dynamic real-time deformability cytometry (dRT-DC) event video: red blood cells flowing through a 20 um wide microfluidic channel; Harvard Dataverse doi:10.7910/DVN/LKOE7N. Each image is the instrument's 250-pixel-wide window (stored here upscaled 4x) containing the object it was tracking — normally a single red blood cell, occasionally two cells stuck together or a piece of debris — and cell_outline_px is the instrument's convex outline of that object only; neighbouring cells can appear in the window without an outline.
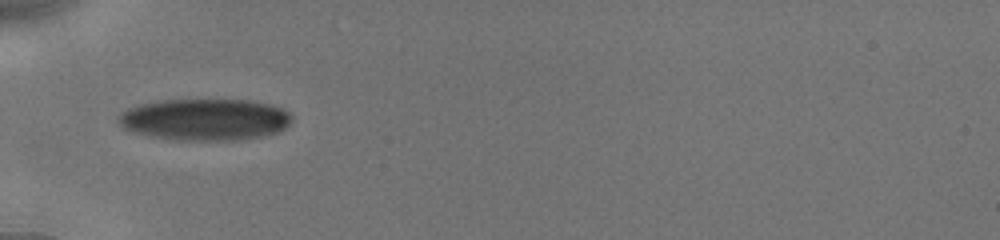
{"species": "human", "species_latin": "Homo sapiens", "temperature_condition": "cold", "stored_images_in_passage": 49, "camera_frame_rate_fps": 3000, "um_per_image_px": 0.085, "donor": {"sex": "male"}, "frame": {"image": 1, "passage_image": 1, "time_ms": 0.0, "image_size_px": [1000, 240], "cell_outline_px": [[292, 120], [280, 132], [264, 136], [244, 140], [176, 140], [152, 136], [136, 132], [124, 128], [116, 120], [128, 108], [140, 104], [160, 100], [252, 100], [272, 104], [288, 112], [292, 116]], "centroid_in_image_um": [17.47, 10.16], "position_along_channel_um": 67.5, "area_um2": 42.19}}
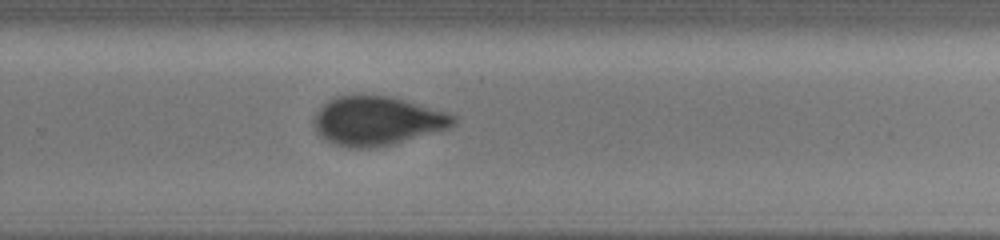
{"frame": {"image": 2, "passage_image": 27, "time_ms": 6.0, "image_size_px": [1000, 240], "cell_outline_px": [[456, 124], [448, 128], [404, 140], [372, 148], [352, 148], [336, 144], [324, 140], [316, 132], [316, 112], [328, 100], [336, 96], [352, 92], [392, 96], [448, 112], [456, 116]], "centroid_in_image_um": [32.04, 10.22], "position_along_channel_um": 297.8, "area_um2": 40.06}}
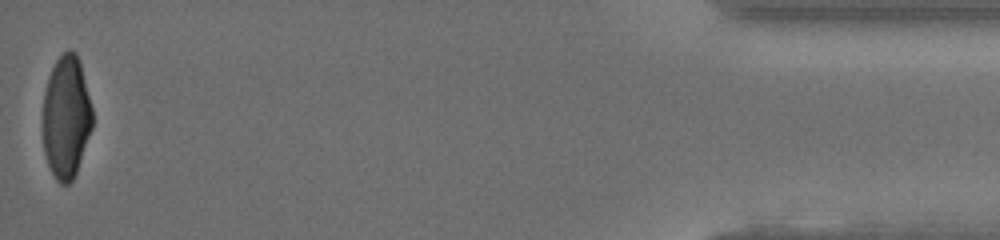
{"frame": {"image": 3, "passage_image": 48, "time_ms": 11.333, "image_size_px": [1000, 240], "cell_outline_px": [[92, 128], [76, 172], [72, 180], [68, 184], [60, 184], [56, 180], [48, 164], [44, 152], [44, 92], [48, 76], [56, 60], [68, 48], [72, 48], [76, 52], [80, 60], [92, 108]], "centroid_in_image_um": [5.64, 9.91], "position_along_channel_um": 429.6, "area_um2": 35.32}, "authors_computed_cell_mechanics": {"area_um2": 40.9802, "velocity_mm_per_s": 3.922, "shape_relaxation_time_tau1_ms": 5.1643, "shape_relaxation_time_tau2_ms": 0.8671, "deformation_change_tau1": 0.1544, "deformation_change_tau2": 0.0483}}